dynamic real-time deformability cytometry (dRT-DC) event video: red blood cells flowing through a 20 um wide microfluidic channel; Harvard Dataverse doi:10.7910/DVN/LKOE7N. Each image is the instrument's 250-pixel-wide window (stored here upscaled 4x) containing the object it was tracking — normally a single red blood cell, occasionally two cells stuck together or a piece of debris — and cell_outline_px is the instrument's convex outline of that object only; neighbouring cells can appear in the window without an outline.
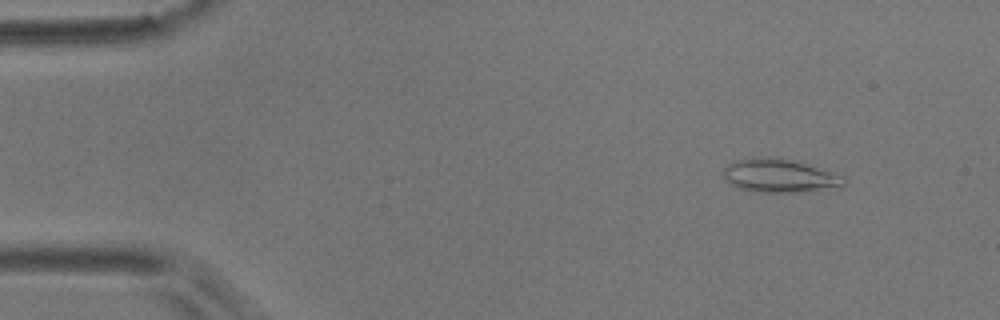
{"species": "common noctule bat (a hibernating species)", "species_latin": "Nyctalus noctula", "temperature_condition": "room temperature", "stored_images_in_passage": 4, "camera_frame_rate_fps": 3000, "um_per_image_px": 0.085, "animal": {"sex": "male", "body_mass_g": 17.9}, "frame": {"image": 1, "passage_image": 1, "time_ms": 0.0, "image_size_px": [1000, 320], "cell_outline_px": [[848, 180], [840, 188], [792, 192], [752, 192], [728, 184], [724, 176], [724, 168], [732, 160], [752, 156], [780, 156], [844, 176]], "centroid_in_image_um": [66.23, 14.92], "position_along_channel_um": 18.8, "area_um2": 24.04}}